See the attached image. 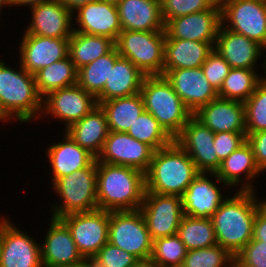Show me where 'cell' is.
<instances>
[{"label":"cell","mask_w":266,"mask_h":267,"mask_svg":"<svg viewBox=\"0 0 266 267\" xmlns=\"http://www.w3.org/2000/svg\"><path fill=\"white\" fill-rule=\"evenodd\" d=\"M212 215L217 244L235 256L253 238L254 221L262 200L256 191L236 190Z\"/></svg>","instance_id":"cell-1"},{"label":"cell","mask_w":266,"mask_h":267,"mask_svg":"<svg viewBox=\"0 0 266 267\" xmlns=\"http://www.w3.org/2000/svg\"><path fill=\"white\" fill-rule=\"evenodd\" d=\"M96 190L100 210H138L143 203L145 174L132 167L97 162Z\"/></svg>","instance_id":"cell-2"},{"label":"cell","mask_w":266,"mask_h":267,"mask_svg":"<svg viewBox=\"0 0 266 267\" xmlns=\"http://www.w3.org/2000/svg\"><path fill=\"white\" fill-rule=\"evenodd\" d=\"M200 172L175 140L154 152L145 173V191L182 197Z\"/></svg>","instance_id":"cell-3"},{"label":"cell","mask_w":266,"mask_h":267,"mask_svg":"<svg viewBox=\"0 0 266 267\" xmlns=\"http://www.w3.org/2000/svg\"><path fill=\"white\" fill-rule=\"evenodd\" d=\"M0 59V112L7 120L31 122L42 113V97L35 77L21 65L19 70L10 68ZM12 119V120H11Z\"/></svg>","instance_id":"cell-4"},{"label":"cell","mask_w":266,"mask_h":267,"mask_svg":"<svg viewBox=\"0 0 266 267\" xmlns=\"http://www.w3.org/2000/svg\"><path fill=\"white\" fill-rule=\"evenodd\" d=\"M141 94L145 111L175 139L193 115L184 105L164 76H146Z\"/></svg>","instance_id":"cell-5"},{"label":"cell","mask_w":266,"mask_h":267,"mask_svg":"<svg viewBox=\"0 0 266 267\" xmlns=\"http://www.w3.org/2000/svg\"><path fill=\"white\" fill-rule=\"evenodd\" d=\"M97 160L89 167L55 180L54 191L62 203L51 205L52 217L61 218L76 212H90L98 209L97 203Z\"/></svg>","instance_id":"cell-6"},{"label":"cell","mask_w":266,"mask_h":267,"mask_svg":"<svg viewBox=\"0 0 266 267\" xmlns=\"http://www.w3.org/2000/svg\"><path fill=\"white\" fill-rule=\"evenodd\" d=\"M165 31L122 30L115 41L121 57L130 60L146 76H162Z\"/></svg>","instance_id":"cell-7"},{"label":"cell","mask_w":266,"mask_h":267,"mask_svg":"<svg viewBox=\"0 0 266 267\" xmlns=\"http://www.w3.org/2000/svg\"><path fill=\"white\" fill-rule=\"evenodd\" d=\"M108 242L140 262L149 261L153 240L140 209L109 212Z\"/></svg>","instance_id":"cell-8"},{"label":"cell","mask_w":266,"mask_h":267,"mask_svg":"<svg viewBox=\"0 0 266 267\" xmlns=\"http://www.w3.org/2000/svg\"><path fill=\"white\" fill-rule=\"evenodd\" d=\"M219 3L223 27L262 46L266 44V0H219Z\"/></svg>","instance_id":"cell-9"},{"label":"cell","mask_w":266,"mask_h":267,"mask_svg":"<svg viewBox=\"0 0 266 267\" xmlns=\"http://www.w3.org/2000/svg\"><path fill=\"white\" fill-rule=\"evenodd\" d=\"M60 219L69 228L84 259H92L108 242L109 212L106 210L70 213Z\"/></svg>","instance_id":"cell-10"},{"label":"cell","mask_w":266,"mask_h":267,"mask_svg":"<svg viewBox=\"0 0 266 267\" xmlns=\"http://www.w3.org/2000/svg\"><path fill=\"white\" fill-rule=\"evenodd\" d=\"M140 211L152 240L177 234L184 216L182 197L147 191Z\"/></svg>","instance_id":"cell-11"},{"label":"cell","mask_w":266,"mask_h":267,"mask_svg":"<svg viewBox=\"0 0 266 267\" xmlns=\"http://www.w3.org/2000/svg\"><path fill=\"white\" fill-rule=\"evenodd\" d=\"M97 98L86 92L78 84L57 89L42 99L43 117L50 115L65 123V130L84 118L98 106ZM45 113V114H44Z\"/></svg>","instance_id":"cell-12"},{"label":"cell","mask_w":266,"mask_h":267,"mask_svg":"<svg viewBox=\"0 0 266 267\" xmlns=\"http://www.w3.org/2000/svg\"><path fill=\"white\" fill-rule=\"evenodd\" d=\"M215 133L192 115L174 139L187 152L199 172L216 173L220 168L214 147Z\"/></svg>","instance_id":"cell-13"},{"label":"cell","mask_w":266,"mask_h":267,"mask_svg":"<svg viewBox=\"0 0 266 267\" xmlns=\"http://www.w3.org/2000/svg\"><path fill=\"white\" fill-rule=\"evenodd\" d=\"M155 150L146 143L132 138L128 133L110 131L97 162L128 166L148 171Z\"/></svg>","instance_id":"cell-14"},{"label":"cell","mask_w":266,"mask_h":267,"mask_svg":"<svg viewBox=\"0 0 266 267\" xmlns=\"http://www.w3.org/2000/svg\"><path fill=\"white\" fill-rule=\"evenodd\" d=\"M0 267H43L41 245L10 218L1 219Z\"/></svg>","instance_id":"cell-15"},{"label":"cell","mask_w":266,"mask_h":267,"mask_svg":"<svg viewBox=\"0 0 266 267\" xmlns=\"http://www.w3.org/2000/svg\"><path fill=\"white\" fill-rule=\"evenodd\" d=\"M221 25V5L218 1L211 9L169 20L165 24L166 39L208 42L214 47Z\"/></svg>","instance_id":"cell-16"},{"label":"cell","mask_w":266,"mask_h":267,"mask_svg":"<svg viewBox=\"0 0 266 267\" xmlns=\"http://www.w3.org/2000/svg\"><path fill=\"white\" fill-rule=\"evenodd\" d=\"M166 80L194 115L200 108L218 97L201 67L163 71Z\"/></svg>","instance_id":"cell-17"},{"label":"cell","mask_w":266,"mask_h":267,"mask_svg":"<svg viewBox=\"0 0 266 267\" xmlns=\"http://www.w3.org/2000/svg\"><path fill=\"white\" fill-rule=\"evenodd\" d=\"M69 39L24 34L19 46L20 65L30 74L68 56Z\"/></svg>","instance_id":"cell-18"},{"label":"cell","mask_w":266,"mask_h":267,"mask_svg":"<svg viewBox=\"0 0 266 267\" xmlns=\"http://www.w3.org/2000/svg\"><path fill=\"white\" fill-rule=\"evenodd\" d=\"M41 245L43 267H71L84 260L67 225L60 218H51Z\"/></svg>","instance_id":"cell-19"},{"label":"cell","mask_w":266,"mask_h":267,"mask_svg":"<svg viewBox=\"0 0 266 267\" xmlns=\"http://www.w3.org/2000/svg\"><path fill=\"white\" fill-rule=\"evenodd\" d=\"M31 21L25 34L39 35L49 38L69 39L73 33V13L61 0H51L30 7Z\"/></svg>","instance_id":"cell-20"},{"label":"cell","mask_w":266,"mask_h":267,"mask_svg":"<svg viewBox=\"0 0 266 267\" xmlns=\"http://www.w3.org/2000/svg\"><path fill=\"white\" fill-rule=\"evenodd\" d=\"M261 173L256 164L254 152L246 140L230 156L221 162V166L216 173H208V176L214 177L217 184L223 183L222 187H236V185L242 183L239 185L241 188L238 190L255 191V185L252 183V180L256 179Z\"/></svg>","instance_id":"cell-21"},{"label":"cell","mask_w":266,"mask_h":267,"mask_svg":"<svg viewBox=\"0 0 266 267\" xmlns=\"http://www.w3.org/2000/svg\"><path fill=\"white\" fill-rule=\"evenodd\" d=\"M74 31L89 35L105 36L116 41L122 31L117 6L102 0H96L79 7Z\"/></svg>","instance_id":"cell-22"},{"label":"cell","mask_w":266,"mask_h":267,"mask_svg":"<svg viewBox=\"0 0 266 267\" xmlns=\"http://www.w3.org/2000/svg\"><path fill=\"white\" fill-rule=\"evenodd\" d=\"M194 116L214 133H246L245 106L240 101L217 97Z\"/></svg>","instance_id":"cell-23"},{"label":"cell","mask_w":266,"mask_h":267,"mask_svg":"<svg viewBox=\"0 0 266 267\" xmlns=\"http://www.w3.org/2000/svg\"><path fill=\"white\" fill-rule=\"evenodd\" d=\"M214 49L227 61L231 68L255 69L263 46L246 36L220 26ZM256 66V67H255Z\"/></svg>","instance_id":"cell-24"},{"label":"cell","mask_w":266,"mask_h":267,"mask_svg":"<svg viewBox=\"0 0 266 267\" xmlns=\"http://www.w3.org/2000/svg\"><path fill=\"white\" fill-rule=\"evenodd\" d=\"M200 172L182 195L184 214L192 217L211 218L223 201L228 197L222 195L221 187ZM214 182V183H213Z\"/></svg>","instance_id":"cell-25"},{"label":"cell","mask_w":266,"mask_h":267,"mask_svg":"<svg viewBox=\"0 0 266 267\" xmlns=\"http://www.w3.org/2000/svg\"><path fill=\"white\" fill-rule=\"evenodd\" d=\"M116 6L122 30L165 31L161 0H122Z\"/></svg>","instance_id":"cell-26"},{"label":"cell","mask_w":266,"mask_h":267,"mask_svg":"<svg viewBox=\"0 0 266 267\" xmlns=\"http://www.w3.org/2000/svg\"><path fill=\"white\" fill-rule=\"evenodd\" d=\"M62 142L47 147L46 154L51 166L52 183L76 170L89 167L96 157L87 149L80 147L66 132Z\"/></svg>","instance_id":"cell-27"},{"label":"cell","mask_w":266,"mask_h":267,"mask_svg":"<svg viewBox=\"0 0 266 267\" xmlns=\"http://www.w3.org/2000/svg\"><path fill=\"white\" fill-rule=\"evenodd\" d=\"M65 132L80 147L87 149L97 158L110 131L106 114L98 105L84 118L71 124Z\"/></svg>","instance_id":"cell-28"},{"label":"cell","mask_w":266,"mask_h":267,"mask_svg":"<svg viewBox=\"0 0 266 267\" xmlns=\"http://www.w3.org/2000/svg\"><path fill=\"white\" fill-rule=\"evenodd\" d=\"M145 77L130 60L120 56L110 70L103 91L96 97L98 104L139 93Z\"/></svg>","instance_id":"cell-29"},{"label":"cell","mask_w":266,"mask_h":267,"mask_svg":"<svg viewBox=\"0 0 266 267\" xmlns=\"http://www.w3.org/2000/svg\"><path fill=\"white\" fill-rule=\"evenodd\" d=\"M214 47L208 42L185 39H165L163 71L199 68Z\"/></svg>","instance_id":"cell-30"},{"label":"cell","mask_w":266,"mask_h":267,"mask_svg":"<svg viewBox=\"0 0 266 267\" xmlns=\"http://www.w3.org/2000/svg\"><path fill=\"white\" fill-rule=\"evenodd\" d=\"M107 117L109 131L127 133L145 111L140 93L100 102Z\"/></svg>","instance_id":"cell-31"},{"label":"cell","mask_w":266,"mask_h":267,"mask_svg":"<svg viewBox=\"0 0 266 267\" xmlns=\"http://www.w3.org/2000/svg\"><path fill=\"white\" fill-rule=\"evenodd\" d=\"M115 41L105 36L73 31L68 43V56L78 69L109 53Z\"/></svg>","instance_id":"cell-32"},{"label":"cell","mask_w":266,"mask_h":267,"mask_svg":"<svg viewBox=\"0 0 266 267\" xmlns=\"http://www.w3.org/2000/svg\"><path fill=\"white\" fill-rule=\"evenodd\" d=\"M77 74V68L67 56L34 74L37 91L43 98L54 90L75 85Z\"/></svg>","instance_id":"cell-33"},{"label":"cell","mask_w":266,"mask_h":267,"mask_svg":"<svg viewBox=\"0 0 266 267\" xmlns=\"http://www.w3.org/2000/svg\"><path fill=\"white\" fill-rule=\"evenodd\" d=\"M177 235L187 251L217 245L211 218L192 217L184 214Z\"/></svg>","instance_id":"cell-34"},{"label":"cell","mask_w":266,"mask_h":267,"mask_svg":"<svg viewBox=\"0 0 266 267\" xmlns=\"http://www.w3.org/2000/svg\"><path fill=\"white\" fill-rule=\"evenodd\" d=\"M119 57L120 55L114 47L109 53L78 69L77 84L86 92L97 97L103 91L110 70Z\"/></svg>","instance_id":"cell-35"},{"label":"cell","mask_w":266,"mask_h":267,"mask_svg":"<svg viewBox=\"0 0 266 267\" xmlns=\"http://www.w3.org/2000/svg\"><path fill=\"white\" fill-rule=\"evenodd\" d=\"M259 76L255 69L231 68L218 92V97L244 103L263 78L262 73Z\"/></svg>","instance_id":"cell-36"},{"label":"cell","mask_w":266,"mask_h":267,"mask_svg":"<svg viewBox=\"0 0 266 267\" xmlns=\"http://www.w3.org/2000/svg\"><path fill=\"white\" fill-rule=\"evenodd\" d=\"M132 138L146 143L155 151L168 146L174 139L162 128L160 123L144 111L127 132Z\"/></svg>","instance_id":"cell-37"},{"label":"cell","mask_w":266,"mask_h":267,"mask_svg":"<svg viewBox=\"0 0 266 267\" xmlns=\"http://www.w3.org/2000/svg\"><path fill=\"white\" fill-rule=\"evenodd\" d=\"M187 249L177 234L153 240L149 259L153 267H181Z\"/></svg>","instance_id":"cell-38"},{"label":"cell","mask_w":266,"mask_h":267,"mask_svg":"<svg viewBox=\"0 0 266 267\" xmlns=\"http://www.w3.org/2000/svg\"><path fill=\"white\" fill-rule=\"evenodd\" d=\"M246 133L266 130V75L259 81L254 93L244 102Z\"/></svg>","instance_id":"cell-39"},{"label":"cell","mask_w":266,"mask_h":267,"mask_svg":"<svg viewBox=\"0 0 266 267\" xmlns=\"http://www.w3.org/2000/svg\"><path fill=\"white\" fill-rule=\"evenodd\" d=\"M181 267H235V258L217 244L187 251Z\"/></svg>","instance_id":"cell-40"},{"label":"cell","mask_w":266,"mask_h":267,"mask_svg":"<svg viewBox=\"0 0 266 267\" xmlns=\"http://www.w3.org/2000/svg\"><path fill=\"white\" fill-rule=\"evenodd\" d=\"M219 0H161V14L164 24L169 20L211 9Z\"/></svg>","instance_id":"cell-41"},{"label":"cell","mask_w":266,"mask_h":267,"mask_svg":"<svg viewBox=\"0 0 266 267\" xmlns=\"http://www.w3.org/2000/svg\"><path fill=\"white\" fill-rule=\"evenodd\" d=\"M96 267H135L140 261L132 254L107 242L91 259Z\"/></svg>","instance_id":"cell-42"},{"label":"cell","mask_w":266,"mask_h":267,"mask_svg":"<svg viewBox=\"0 0 266 267\" xmlns=\"http://www.w3.org/2000/svg\"><path fill=\"white\" fill-rule=\"evenodd\" d=\"M201 68L207 80L217 92H219L225 77L231 70V66L215 49L210 52Z\"/></svg>","instance_id":"cell-43"},{"label":"cell","mask_w":266,"mask_h":267,"mask_svg":"<svg viewBox=\"0 0 266 267\" xmlns=\"http://www.w3.org/2000/svg\"><path fill=\"white\" fill-rule=\"evenodd\" d=\"M234 258L235 267H266V243L252 238Z\"/></svg>","instance_id":"cell-44"},{"label":"cell","mask_w":266,"mask_h":267,"mask_svg":"<svg viewBox=\"0 0 266 267\" xmlns=\"http://www.w3.org/2000/svg\"><path fill=\"white\" fill-rule=\"evenodd\" d=\"M247 133L218 132L215 133L214 147L220 162H223L246 141Z\"/></svg>","instance_id":"cell-45"},{"label":"cell","mask_w":266,"mask_h":267,"mask_svg":"<svg viewBox=\"0 0 266 267\" xmlns=\"http://www.w3.org/2000/svg\"><path fill=\"white\" fill-rule=\"evenodd\" d=\"M246 140L254 152L258 168L261 172L266 171V130L247 134Z\"/></svg>","instance_id":"cell-46"},{"label":"cell","mask_w":266,"mask_h":267,"mask_svg":"<svg viewBox=\"0 0 266 267\" xmlns=\"http://www.w3.org/2000/svg\"><path fill=\"white\" fill-rule=\"evenodd\" d=\"M253 238L266 243V200L258 207L253 229Z\"/></svg>","instance_id":"cell-47"},{"label":"cell","mask_w":266,"mask_h":267,"mask_svg":"<svg viewBox=\"0 0 266 267\" xmlns=\"http://www.w3.org/2000/svg\"><path fill=\"white\" fill-rule=\"evenodd\" d=\"M96 0H61L62 4L69 10L71 11L73 14H75V11L83 6L86 5L90 2H93Z\"/></svg>","instance_id":"cell-48"},{"label":"cell","mask_w":266,"mask_h":267,"mask_svg":"<svg viewBox=\"0 0 266 267\" xmlns=\"http://www.w3.org/2000/svg\"><path fill=\"white\" fill-rule=\"evenodd\" d=\"M12 1V6H27L30 7L35 6L36 4H40L43 2L51 1V0H11Z\"/></svg>","instance_id":"cell-49"},{"label":"cell","mask_w":266,"mask_h":267,"mask_svg":"<svg viewBox=\"0 0 266 267\" xmlns=\"http://www.w3.org/2000/svg\"><path fill=\"white\" fill-rule=\"evenodd\" d=\"M71 267H96L91 259H84L80 263L74 264Z\"/></svg>","instance_id":"cell-50"},{"label":"cell","mask_w":266,"mask_h":267,"mask_svg":"<svg viewBox=\"0 0 266 267\" xmlns=\"http://www.w3.org/2000/svg\"><path fill=\"white\" fill-rule=\"evenodd\" d=\"M4 6H11L12 7V1L11 0H0V13L2 9H4Z\"/></svg>","instance_id":"cell-51"},{"label":"cell","mask_w":266,"mask_h":267,"mask_svg":"<svg viewBox=\"0 0 266 267\" xmlns=\"http://www.w3.org/2000/svg\"><path fill=\"white\" fill-rule=\"evenodd\" d=\"M135 267H153L149 261L140 262Z\"/></svg>","instance_id":"cell-52"},{"label":"cell","mask_w":266,"mask_h":267,"mask_svg":"<svg viewBox=\"0 0 266 267\" xmlns=\"http://www.w3.org/2000/svg\"><path fill=\"white\" fill-rule=\"evenodd\" d=\"M266 51V44L263 46V52ZM266 58V57H265ZM265 61L263 62V67L262 70L264 69V74L266 75V59H264Z\"/></svg>","instance_id":"cell-53"},{"label":"cell","mask_w":266,"mask_h":267,"mask_svg":"<svg viewBox=\"0 0 266 267\" xmlns=\"http://www.w3.org/2000/svg\"><path fill=\"white\" fill-rule=\"evenodd\" d=\"M102 1H105V2H108V3H112V4H119L122 0H102Z\"/></svg>","instance_id":"cell-54"},{"label":"cell","mask_w":266,"mask_h":267,"mask_svg":"<svg viewBox=\"0 0 266 267\" xmlns=\"http://www.w3.org/2000/svg\"><path fill=\"white\" fill-rule=\"evenodd\" d=\"M0 122H3V121H5V122H7V119H6V117L0 112Z\"/></svg>","instance_id":"cell-55"},{"label":"cell","mask_w":266,"mask_h":267,"mask_svg":"<svg viewBox=\"0 0 266 267\" xmlns=\"http://www.w3.org/2000/svg\"><path fill=\"white\" fill-rule=\"evenodd\" d=\"M0 255H1V218H0Z\"/></svg>","instance_id":"cell-56"}]
</instances>
